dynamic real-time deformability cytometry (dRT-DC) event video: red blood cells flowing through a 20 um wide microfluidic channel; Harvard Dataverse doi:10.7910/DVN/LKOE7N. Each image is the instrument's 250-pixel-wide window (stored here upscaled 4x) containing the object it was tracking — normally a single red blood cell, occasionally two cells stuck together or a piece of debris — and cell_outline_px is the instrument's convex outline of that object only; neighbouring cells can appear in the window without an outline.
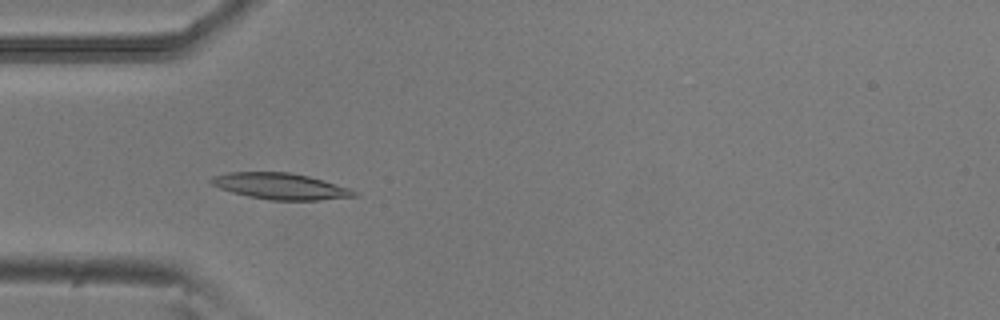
{"species": "common noctule bat (a hibernating species)", "species_latin": "Nyctalus noctula", "temperature_condition": "room temperature", "stored_images_in_passage": 4, "camera_frame_rate_fps": 3000, "um_per_image_px": 0.085, "animal": {"sex": "male", "body_mass_g": 20.5, "forearm_length_mm": 52.5}, "frame": {"image": 1, "passage_image": 3, "time_ms": 0.667, "image_size_px": [1000, 320], "cell_outline_px": [[360, 196], [320, 200], [268, 200], [248, 196], [232, 192], [220, 188], [212, 184], [208, 180], [212, 176], [228, 172], [288, 172], [308, 176], [352, 188]], "centroid_in_image_um": [23.86, 15.83], "position_along_channel_um": 61.1, "area_um2": 21.96}}
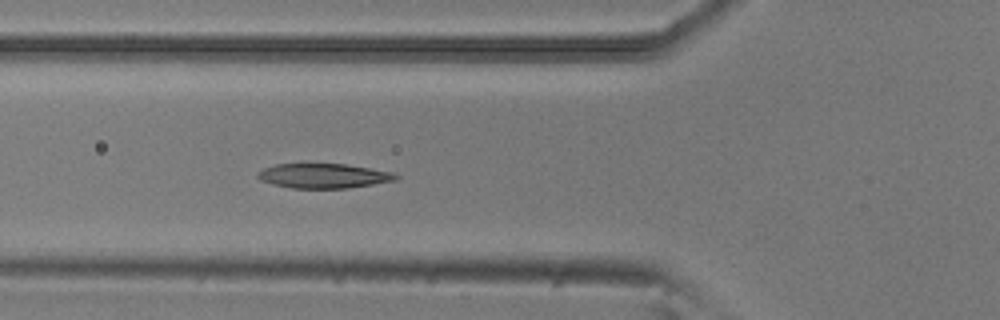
{"frame": {"image": 2, "passage_image": 4, "time_ms": 1.0, "image_size_px": [1000, 320], "cell_outline_px": [[400, 176], [396, 180], [348, 188], [292, 188], [272, 184], [260, 180], [256, 176], [256, 172], [264, 168], [276, 164], [344, 164], [396, 172]], "centroid_in_image_um": [27.51, 14.94], "position_along_channel_um": 98.3, "area_um2": 19.88}}